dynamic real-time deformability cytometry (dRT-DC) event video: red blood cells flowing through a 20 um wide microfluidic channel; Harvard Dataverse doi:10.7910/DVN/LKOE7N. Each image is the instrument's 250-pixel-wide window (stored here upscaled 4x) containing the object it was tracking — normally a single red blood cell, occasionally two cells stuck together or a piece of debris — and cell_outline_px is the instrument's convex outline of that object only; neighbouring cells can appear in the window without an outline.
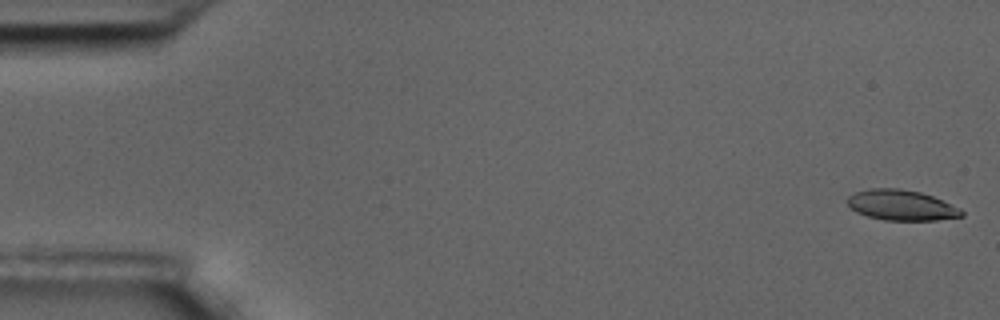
{"species": "common noctule bat (a hibernating species)", "species_latin": "Nyctalus noctula", "temperature_condition": "room temperature", "stored_images_in_passage": 59, "camera_frame_rate_fps": 3000, "um_per_image_px": 0.085, "animal": {"sex": "male", "body_mass_g": 17.5, "forearm_length_mm": 52.3}, "frame": {"image": 1, "passage_image": 2, "time_ms": 0.333, "image_size_px": [1000, 320], "cell_outline_px": [[964, 216], [936, 220], [884, 220], [868, 216], [856, 212], [848, 204], [848, 196], [856, 192], [868, 188], [900, 188], [920, 192], [932, 196], [960, 208], [964, 212]], "centroid_in_image_um": [76.62, 17.44], "position_along_channel_um": 8.4, "area_um2": 20.17}}
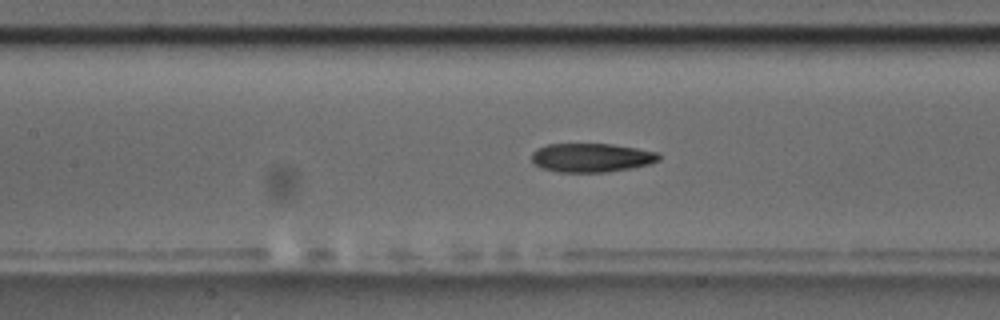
{"frame": {"image": 2, "passage_image": 27, "time_ms": 8.667, "image_size_px": [1000, 320], "cell_outline_px": [[660, 160], [648, 164], [632, 168], [608, 172], [556, 172], [544, 168], [536, 164], [532, 160], [532, 152], [536, 148], [548, 144], [612, 144], [660, 152]], "centroid_in_image_um": [50.3, 13.4], "position_along_channel_um": 157.1, "area_um2": 21.44}}
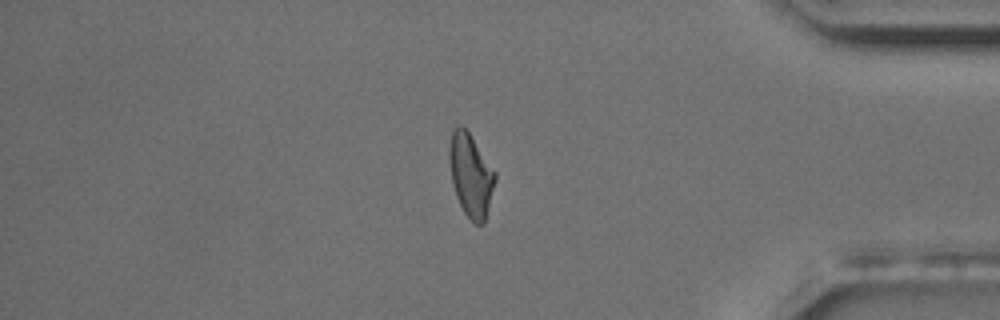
{"frame": {"image": 3, "passage_image": 50, "time_ms": 16.333, "image_size_px": [1000, 320], "cell_outline_px": [[496, 180], [484, 224], [476, 224], [464, 212], [456, 196], [452, 184], [448, 160], [448, 148], [452, 132], [460, 124], [468, 132], [496, 172]], "centroid_in_image_um": [40.0, 14.89], "position_along_channel_um": 395.2, "area_um2": 22.02}, "authors_computed_cell_mechanics": {"area_um2": 21.7906, "velocity_mm_per_s": 3.4851, "shape_relaxation_time_tau1_ms": null, "shape_relaxation_time_tau2_ms": 4.547, "deformation_change_tau1": null, "deformation_change_tau2": 0.1239}}